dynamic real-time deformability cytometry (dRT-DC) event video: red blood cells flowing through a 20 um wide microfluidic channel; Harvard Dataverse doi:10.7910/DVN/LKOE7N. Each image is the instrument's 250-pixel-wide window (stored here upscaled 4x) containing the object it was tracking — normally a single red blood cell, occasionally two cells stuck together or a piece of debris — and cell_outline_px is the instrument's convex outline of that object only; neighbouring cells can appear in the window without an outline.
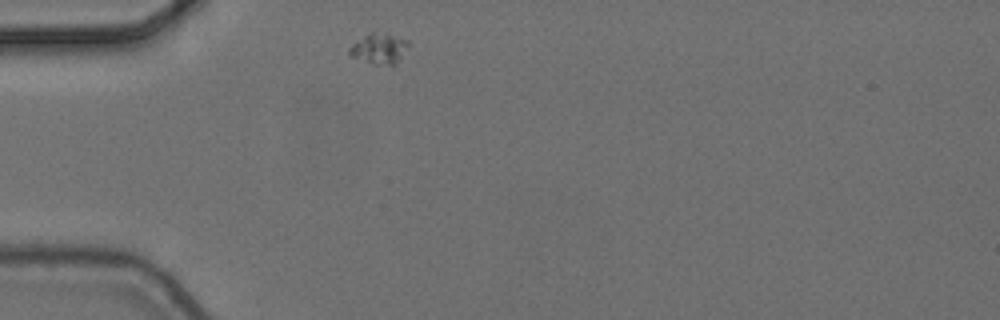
{"species": "common noctule bat (a hibernating species)", "species_latin": "Nyctalus noctula", "temperature_condition": "cold", "stored_images_in_passage": 1, "camera_frame_rate_fps": 3000, "um_per_image_px": 0.085, "animal": {"sex": "female", "body_mass_g": 24.6, "forearm_length_mm": 56.2}, "frame": {"image": 1, "passage_image": 1, "time_ms": 0.0, "image_size_px": [1000, 320], "cell_outline_px": [[408, 44], [396, 64], [392, 68], [376, 64], [348, 56], [348, 48], [352, 44], [368, 32], [372, 32], [392, 36], [408, 40]], "centroid_in_image_um": [32.17, 4.17], "position_along_channel_um": 52.8, "area_um2": 10.4}}